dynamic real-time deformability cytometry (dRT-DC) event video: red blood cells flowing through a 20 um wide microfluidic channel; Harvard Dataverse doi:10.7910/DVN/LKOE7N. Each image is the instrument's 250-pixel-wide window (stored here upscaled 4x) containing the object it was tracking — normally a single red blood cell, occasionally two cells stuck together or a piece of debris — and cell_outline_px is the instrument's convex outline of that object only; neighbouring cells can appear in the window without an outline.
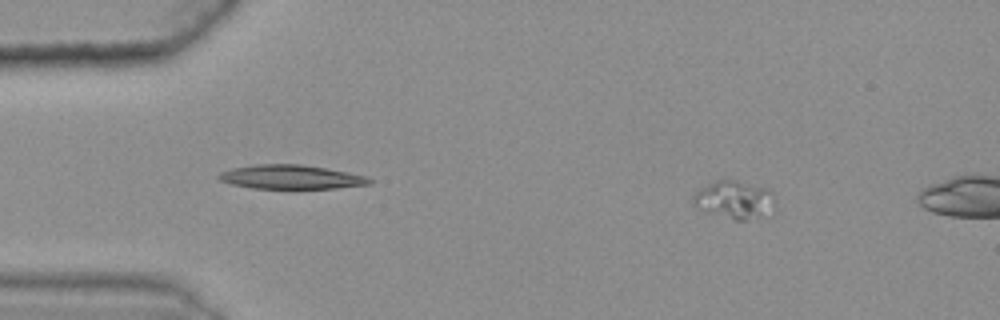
{"species": "common noctule bat (a hibernating species)", "species_latin": "Nyctalus noctula", "temperature_condition": "warm", "stored_images_in_passage": 13, "segment_of_instrument_passage": [1, 2], "camera_frame_rate_fps": 3000, "um_per_image_px": 0.085, "animal": {"sex": "female", "body_mass_g": 25.1}, "frame": {"image": 1, "passage_image": 8, "time_ms": 2.333, "image_size_px": [1000, 320], "cell_outline_px": [[772, 192], [756, 216], [744, 220], [732, 220], [704, 212], [696, 208], [692, 204], [692, 196], [696, 192], [716, 180], [736, 180], [768, 188]], "centroid_in_image_um": [62.17, 16.94], "position_along_channel_um": 22.8, "area_um2": 16.82}}